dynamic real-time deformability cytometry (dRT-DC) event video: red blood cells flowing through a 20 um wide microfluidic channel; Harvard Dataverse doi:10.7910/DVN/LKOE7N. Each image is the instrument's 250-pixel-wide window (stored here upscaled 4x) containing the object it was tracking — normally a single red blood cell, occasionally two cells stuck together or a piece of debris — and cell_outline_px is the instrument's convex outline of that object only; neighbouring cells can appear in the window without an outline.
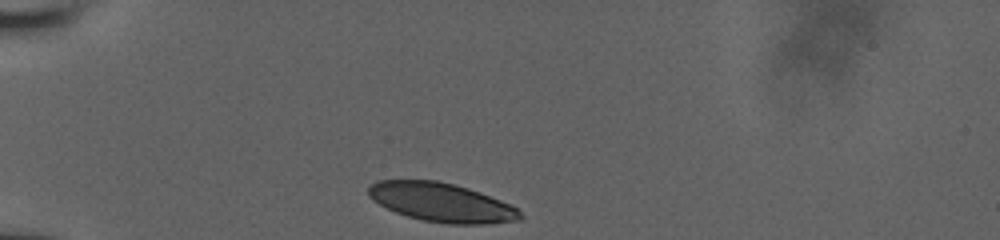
{"species": "human", "species_latin": "Homo sapiens", "temperature_condition": "room temperature", "stored_images_in_passage": 31, "camera_frame_rate_fps": 3000, "um_per_image_px": 0.085, "donor": {"sex": "male"}, "frame": {"image": 1, "passage_image": 1, "time_ms": 0.0, "image_size_px": [1000, 240], "cell_outline_px": [[524, 216], [520, 220], [488, 224], [448, 224], [424, 220], [408, 216], [396, 212], [372, 200], [368, 196], [368, 188], [376, 180], [436, 180], [468, 188], [480, 192], [512, 204]], "centroid_in_image_um": [37.55, 17.2], "position_along_channel_um": 47.4, "area_um2": 34.39}}
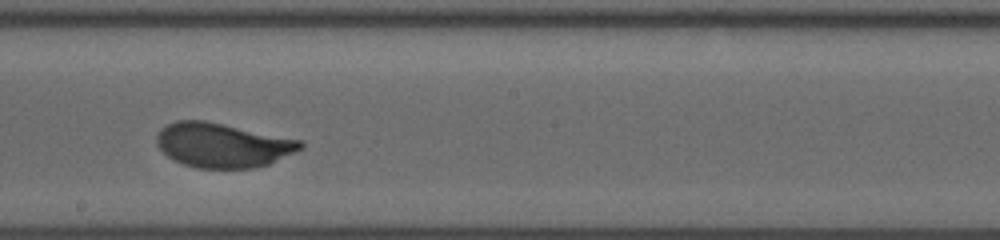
{"frame": {"image": 2, "passage_image": 18, "time_ms": 5.667, "image_size_px": [1000, 240], "cell_outline_px": [[304, 148], [268, 164], [256, 168], [196, 168], [172, 160], [156, 144], [156, 136], [160, 128], [176, 120], [204, 120], [304, 140]], "centroid_in_image_um": [18.93, 12.33], "position_along_channel_um": 229.3, "area_um2": 37.45}}
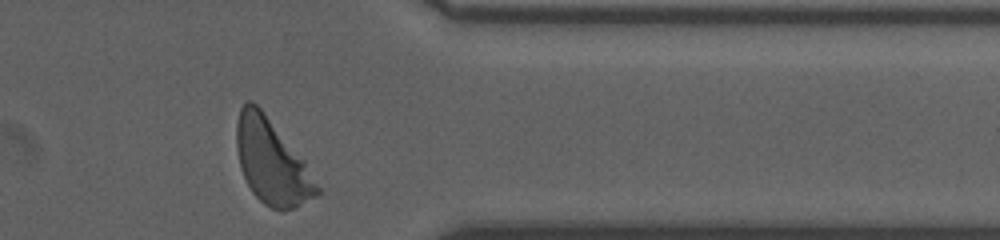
{"frame": {"image": 3, "passage_image": 31, "time_ms": 10.0, "image_size_px": [1000, 240], "cell_outline_px": [[320, 192], [316, 196], [284, 212], [280, 212], [264, 204], [252, 192], [240, 168], [236, 148], [236, 124], [240, 108], [248, 100], [252, 100], [260, 108], [304, 160], [320, 188]], "centroid_in_image_um": [23.08, 13.77], "position_along_channel_um": 388.3, "area_um2": 39.3}, "authors_computed_cell_mechanics": {"area_um2": 37.2232, "velocity_mm_per_s": 3.8524, "shape_relaxation_time_tau1_ms": 3.058, "shape_relaxation_time_tau2_ms": null, "deformation_change_tau1": 0.1631, "deformation_change_tau2": null}}